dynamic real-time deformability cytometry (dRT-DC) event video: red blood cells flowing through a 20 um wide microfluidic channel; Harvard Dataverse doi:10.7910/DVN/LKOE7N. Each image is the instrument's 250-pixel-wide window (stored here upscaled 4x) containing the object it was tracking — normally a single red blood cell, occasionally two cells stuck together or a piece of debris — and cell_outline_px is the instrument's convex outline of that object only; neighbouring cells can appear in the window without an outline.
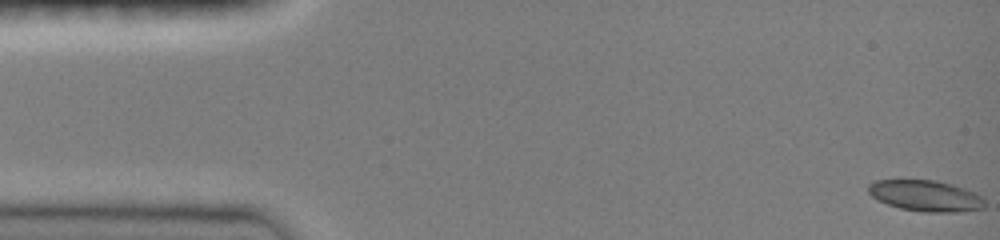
{"species": "common noctule bat (a hibernating species)", "species_latin": "Nyctalus noctula", "temperature_condition": "room temperature", "stored_images_in_passage": 47, "camera_frame_rate_fps": 3000, "um_per_image_px": 0.085, "animal": {"sex": "female", "body_mass_g": 19.0, "forearm_length_mm": 51.5}, "frame": {"image": 1, "passage_image": 1, "time_ms": 0.0, "image_size_px": [1000, 240], "cell_outline_px": [[984, 208], [956, 212], [920, 212], [900, 208], [888, 204], [872, 196], [868, 192], [868, 184], [876, 180], [936, 180], [952, 184], [972, 192], [980, 196], [984, 200]], "centroid_in_image_um": [78.65, 16.64], "position_along_channel_um": 6.3, "area_um2": 20.87}}
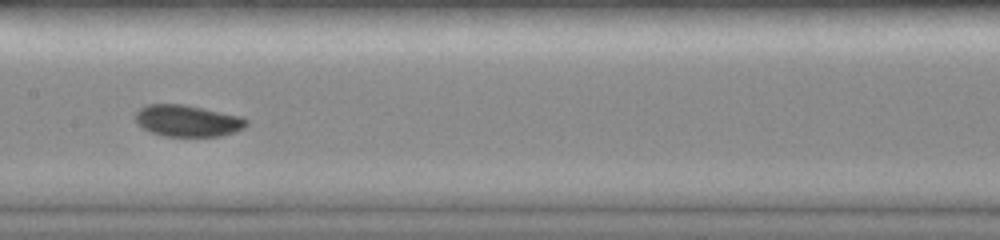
{"frame": {"image": 2, "passage_image": 24, "time_ms": 7.667, "image_size_px": [1000, 240], "cell_outline_px": [[248, 124], [244, 128], [220, 136], [164, 136], [152, 132], [136, 124], [136, 112], [140, 108], [148, 104], [184, 104], [244, 116], [248, 120]], "centroid_in_image_um": [15.97, 10.25], "position_along_channel_um": 191.4, "area_um2": 20.52}}
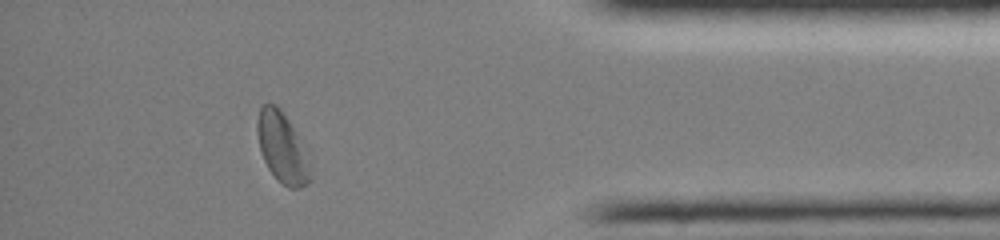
{"frame": {"image": 3, "passage_image": 42, "time_ms": 13.667, "image_size_px": [1000, 240], "cell_outline_px": [[312, 164], [308, 184], [300, 188], [288, 188], [276, 180], [268, 168], [264, 160], [260, 148], [256, 132], [256, 124], [260, 104], [276, 104], [280, 108], [296, 132]], "centroid_in_image_um": [23.98, 12.56], "position_along_channel_um": 411.2, "area_um2": 21.96}, "authors_computed_cell_mechanics": {"area_um2": 20.519, "velocity_mm_per_s": 4.0502, "shape_relaxation_time_tau1_ms": 2.7293, "shape_relaxation_time_tau2_ms": null, "deformation_change_tau1": 0.0792, "deformation_change_tau2": null}}